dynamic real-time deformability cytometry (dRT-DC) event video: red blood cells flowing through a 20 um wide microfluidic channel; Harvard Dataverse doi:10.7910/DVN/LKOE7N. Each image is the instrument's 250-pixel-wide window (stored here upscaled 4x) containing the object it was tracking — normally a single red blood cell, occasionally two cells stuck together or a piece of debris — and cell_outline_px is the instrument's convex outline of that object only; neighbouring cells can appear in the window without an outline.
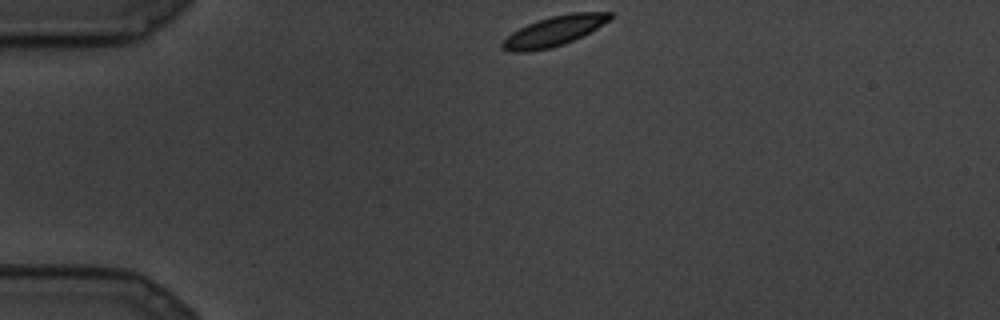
{"species": "common noctule bat (a hibernating species)", "species_latin": "Nyctalus noctula", "temperature_condition": "cold", "stored_images_in_passage": 3, "camera_frame_rate_fps": 3000, "um_per_image_px": 0.085, "animal": {"sex": "male", "body_mass_g": 19.5, "forearm_length_mm": 54.6}, "frame": {"image": 1, "passage_image": 1, "time_ms": 0.0, "image_size_px": [1000, 320], "cell_outline_px": [[612, 16], [608, 20], [596, 28], [564, 44], [548, 48], [528, 52], [508, 52], [500, 48], [500, 44], [512, 32], [528, 24], [552, 16], [572, 12], [612, 12]], "centroid_in_image_um": [47.04, 2.65], "position_along_channel_um": 38.0, "area_um2": 18.38}}